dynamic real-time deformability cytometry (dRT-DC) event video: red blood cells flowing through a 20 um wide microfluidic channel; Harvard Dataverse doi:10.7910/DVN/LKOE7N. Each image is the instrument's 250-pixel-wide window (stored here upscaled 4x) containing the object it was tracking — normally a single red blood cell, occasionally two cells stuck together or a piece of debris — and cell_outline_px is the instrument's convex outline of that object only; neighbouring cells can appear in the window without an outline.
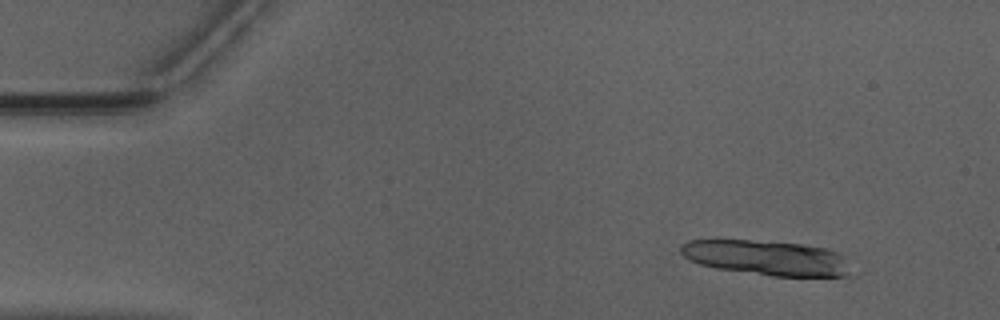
{"species": "Egyptian fruit bat (a non-hibernating species)", "species_latin": "Rousettus aegyptiacus", "temperature_condition": "warm", "stored_images_in_passage": 13, "camera_frame_rate_fps": 3000, "um_per_image_px": 0.085, "animal": {"sex": "male"}, "frame": {"image": 1, "passage_image": 4, "time_ms": 1.0, "image_size_px": [1000, 320], "cell_outline_px": [[848, 276], [772, 276], [716, 268], [700, 264], [684, 256], [680, 252], [680, 244], [688, 240], [748, 240], [800, 244], [828, 248], [840, 252], [844, 256]], "centroid_in_image_um": [65.13, 21.9], "position_along_channel_um": 19.9, "area_um2": 34.33}}